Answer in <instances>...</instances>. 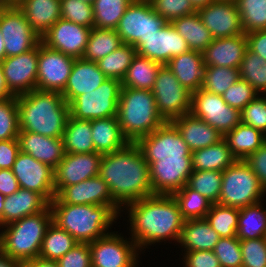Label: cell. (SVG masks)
Listing matches in <instances>:
<instances>
[{
	"instance_id": "obj_1",
	"label": "cell",
	"mask_w": 266,
	"mask_h": 267,
	"mask_svg": "<svg viewBox=\"0 0 266 267\" xmlns=\"http://www.w3.org/2000/svg\"><path fill=\"white\" fill-rule=\"evenodd\" d=\"M123 212L128 218V237L142 254L163 242L177 245L185 220L172 195L154 194L129 203L122 209L120 219L125 217Z\"/></svg>"
},
{
	"instance_id": "obj_2",
	"label": "cell",
	"mask_w": 266,
	"mask_h": 267,
	"mask_svg": "<svg viewBox=\"0 0 266 267\" xmlns=\"http://www.w3.org/2000/svg\"><path fill=\"white\" fill-rule=\"evenodd\" d=\"M98 175L106 181L112 198L122 209L154 195L149 164L136 143L129 142L116 152L103 154Z\"/></svg>"
},
{
	"instance_id": "obj_3",
	"label": "cell",
	"mask_w": 266,
	"mask_h": 267,
	"mask_svg": "<svg viewBox=\"0 0 266 267\" xmlns=\"http://www.w3.org/2000/svg\"><path fill=\"white\" fill-rule=\"evenodd\" d=\"M20 131L62 138L70 115L60 92L35 89L17 96Z\"/></svg>"
},
{
	"instance_id": "obj_4",
	"label": "cell",
	"mask_w": 266,
	"mask_h": 267,
	"mask_svg": "<svg viewBox=\"0 0 266 267\" xmlns=\"http://www.w3.org/2000/svg\"><path fill=\"white\" fill-rule=\"evenodd\" d=\"M52 222L71 234L79 243H91L113 232L120 216L103 205L49 203Z\"/></svg>"
},
{
	"instance_id": "obj_5",
	"label": "cell",
	"mask_w": 266,
	"mask_h": 267,
	"mask_svg": "<svg viewBox=\"0 0 266 267\" xmlns=\"http://www.w3.org/2000/svg\"><path fill=\"white\" fill-rule=\"evenodd\" d=\"M117 119L130 143H136L166 123L158 112L152 90L135 88H121Z\"/></svg>"
},
{
	"instance_id": "obj_6",
	"label": "cell",
	"mask_w": 266,
	"mask_h": 267,
	"mask_svg": "<svg viewBox=\"0 0 266 267\" xmlns=\"http://www.w3.org/2000/svg\"><path fill=\"white\" fill-rule=\"evenodd\" d=\"M52 222L48 206L44 211L25 216L0 228L1 251L19 263L39 257L46 230Z\"/></svg>"
},
{
	"instance_id": "obj_7",
	"label": "cell",
	"mask_w": 266,
	"mask_h": 267,
	"mask_svg": "<svg viewBox=\"0 0 266 267\" xmlns=\"http://www.w3.org/2000/svg\"><path fill=\"white\" fill-rule=\"evenodd\" d=\"M266 190L244 160H237L222 172V185L217 204L244 208L265 200Z\"/></svg>"
},
{
	"instance_id": "obj_8",
	"label": "cell",
	"mask_w": 266,
	"mask_h": 267,
	"mask_svg": "<svg viewBox=\"0 0 266 267\" xmlns=\"http://www.w3.org/2000/svg\"><path fill=\"white\" fill-rule=\"evenodd\" d=\"M167 22L157 14L149 0H133L126 8L116 28L122 43L137 48L144 38L158 31Z\"/></svg>"
},
{
	"instance_id": "obj_9",
	"label": "cell",
	"mask_w": 266,
	"mask_h": 267,
	"mask_svg": "<svg viewBox=\"0 0 266 267\" xmlns=\"http://www.w3.org/2000/svg\"><path fill=\"white\" fill-rule=\"evenodd\" d=\"M121 81L107 78L96 90L79 95L69 103L71 117L79 120H94L117 117Z\"/></svg>"
},
{
	"instance_id": "obj_10",
	"label": "cell",
	"mask_w": 266,
	"mask_h": 267,
	"mask_svg": "<svg viewBox=\"0 0 266 267\" xmlns=\"http://www.w3.org/2000/svg\"><path fill=\"white\" fill-rule=\"evenodd\" d=\"M118 232L89 243L92 267H138L142 264L139 258L142 253L136 243L125 233Z\"/></svg>"
},
{
	"instance_id": "obj_11",
	"label": "cell",
	"mask_w": 266,
	"mask_h": 267,
	"mask_svg": "<svg viewBox=\"0 0 266 267\" xmlns=\"http://www.w3.org/2000/svg\"><path fill=\"white\" fill-rule=\"evenodd\" d=\"M159 114L165 122L190 113L191 92L183 87L172 71L162 65L152 89Z\"/></svg>"
},
{
	"instance_id": "obj_12",
	"label": "cell",
	"mask_w": 266,
	"mask_h": 267,
	"mask_svg": "<svg viewBox=\"0 0 266 267\" xmlns=\"http://www.w3.org/2000/svg\"><path fill=\"white\" fill-rule=\"evenodd\" d=\"M190 113L202 119L223 136L240 122V111L229 106L222 95L199 89L191 93Z\"/></svg>"
},
{
	"instance_id": "obj_13",
	"label": "cell",
	"mask_w": 266,
	"mask_h": 267,
	"mask_svg": "<svg viewBox=\"0 0 266 267\" xmlns=\"http://www.w3.org/2000/svg\"><path fill=\"white\" fill-rule=\"evenodd\" d=\"M136 144L147 163H154L159 159H182L192 154L171 122H166L154 132L140 138Z\"/></svg>"
},
{
	"instance_id": "obj_14",
	"label": "cell",
	"mask_w": 266,
	"mask_h": 267,
	"mask_svg": "<svg viewBox=\"0 0 266 267\" xmlns=\"http://www.w3.org/2000/svg\"><path fill=\"white\" fill-rule=\"evenodd\" d=\"M0 30L4 39L6 57L26 53L41 42V38L32 30L17 5L0 10Z\"/></svg>"
},
{
	"instance_id": "obj_15",
	"label": "cell",
	"mask_w": 266,
	"mask_h": 267,
	"mask_svg": "<svg viewBox=\"0 0 266 267\" xmlns=\"http://www.w3.org/2000/svg\"><path fill=\"white\" fill-rule=\"evenodd\" d=\"M12 172L20 188L41 194L49 203L56 196L54 187V169L42 163L30 154L19 152Z\"/></svg>"
},
{
	"instance_id": "obj_16",
	"label": "cell",
	"mask_w": 266,
	"mask_h": 267,
	"mask_svg": "<svg viewBox=\"0 0 266 267\" xmlns=\"http://www.w3.org/2000/svg\"><path fill=\"white\" fill-rule=\"evenodd\" d=\"M75 59L39 43L36 89L62 92Z\"/></svg>"
},
{
	"instance_id": "obj_17",
	"label": "cell",
	"mask_w": 266,
	"mask_h": 267,
	"mask_svg": "<svg viewBox=\"0 0 266 267\" xmlns=\"http://www.w3.org/2000/svg\"><path fill=\"white\" fill-rule=\"evenodd\" d=\"M149 164L153 194L173 195L183 188L193 172L192 155L182 159H159Z\"/></svg>"
},
{
	"instance_id": "obj_18",
	"label": "cell",
	"mask_w": 266,
	"mask_h": 267,
	"mask_svg": "<svg viewBox=\"0 0 266 267\" xmlns=\"http://www.w3.org/2000/svg\"><path fill=\"white\" fill-rule=\"evenodd\" d=\"M50 203L110 206L119 216L122 214V208L112 198L106 181L99 175L64 187Z\"/></svg>"
},
{
	"instance_id": "obj_19",
	"label": "cell",
	"mask_w": 266,
	"mask_h": 267,
	"mask_svg": "<svg viewBox=\"0 0 266 267\" xmlns=\"http://www.w3.org/2000/svg\"><path fill=\"white\" fill-rule=\"evenodd\" d=\"M38 53L39 44L26 53L6 57L1 62L6 85L14 96L36 89Z\"/></svg>"
},
{
	"instance_id": "obj_20",
	"label": "cell",
	"mask_w": 266,
	"mask_h": 267,
	"mask_svg": "<svg viewBox=\"0 0 266 267\" xmlns=\"http://www.w3.org/2000/svg\"><path fill=\"white\" fill-rule=\"evenodd\" d=\"M91 29L60 18L41 37V43L74 59L82 58Z\"/></svg>"
},
{
	"instance_id": "obj_21",
	"label": "cell",
	"mask_w": 266,
	"mask_h": 267,
	"mask_svg": "<svg viewBox=\"0 0 266 267\" xmlns=\"http://www.w3.org/2000/svg\"><path fill=\"white\" fill-rule=\"evenodd\" d=\"M102 154L97 152L70 154L54 169V187L57 195L64 187L98 176Z\"/></svg>"
},
{
	"instance_id": "obj_22",
	"label": "cell",
	"mask_w": 266,
	"mask_h": 267,
	"mask_svg": "<svg viewBox=\"0 0 266 267\" xmlns=\"http://www.w3.org/2000/svg\"><path fill=\"white\" fill-rule=\"evenodd\" d=\"M137 54L166 65L172 57L187 53L190 48L187 41L167 22L160 31L144 38L136 48Z\"/></svg>"
},
{
	"instance_id": "obj_23",
	"label": "cell",
	"mask_w": 266,
	"mask_h": 267,
	"mask_svg": "<svg viewBox=\"0 0 266 267\" xmlns=\"http://www.w3.org/2000/svg\"><path fill=\"white\" fill-rule=\"evenodd\" d=\"M197 13L214 39L245 34L236 2L216 0Z\"/></svg>"
},
{
	"instance_id": "obj_24",
	"label": "cell",
	"mask_w": 266,
	"mask_h": 267,
	"mask_svg": "<svg viewBox=\"0 0 266 267\" xmlns=\"http://www.w3.org/2000/svg\"><path fill=\"white\" fill-rule=\"evenodd\" d=\"M248 48L246 34L215 38L202 52L206 66L238 68Z\"/></svg>"
},
{
	"instance_id": "obj_25",
	"label": "cell",
	"mask_w": 266,
	"mask_h": 267,
	"mask_svg": "<svg viewBox=\"0 0 266 267\" xmlns=\"http://www.w3.org/2000/svg\"><path fill=\"white\" fill-rule=\"evenodd\" d=\"M107 79L97 62L75 59L65 89L61 92L69 104L79 95L96 90Z\"/></svg>"
},
{
	"instance_id": "obj_26",
	"label": "cell",
	"mask_w": 266,
	"mask_h": 267,
	"mask_svg": "<svg viewBox=\"0 0 266 267\" xmlns=\"http://www.w3.org/2000/svg\"><path fill=\"white\" fill-rule=\"evenodd\" d=\"M19 148L36 160L55 169L64 158L65 150L62 138L43 136L38 133L19 131Z\"/></svg>"
},
{
	"instance_id": "obj_27",
	"label": "cell",
	"mask_w": 266,
	"mask_h": 267,
	"mask_svg": "<svg viewBox=\"0 0 266 267\" xmlns=\"http://www.w3.org/2000/svg\"><path fill=\"white\" fill-rule=\"evenodd\" d=\"M49 202L39 193L19 188L10 196H6L1 213V227L18 221L25 216L44 211Z\"/></svg>"
},
{
	"instance_id": "obj_28",
	"label": "cell",
	"mask_w": 266,
	"mask_h": 267,
	"mask_svg": "<svg viewBox=\"0 0 266 267\" xmlns=\"http://www.w3.org/2000/svg\"><path fill=\"white\" fill-rule=\"evenodd\" d=\"M166 66L191 93L201 89L208 67L204 64L203 53L193 50L172 57Z\"/></svg>"
},
{
	"instance_id": "obj_29",
	"label": "cell",
	"mask_w": 266,
	"mask_h": 267,
	"mask_svg": "<svg viewBox=\"0 0 266 267\" xmlns=\"http://www.w3.org/2000/svg\"><path fill=\"white\" fill-rule=\"evenodd\" d=\"M171 123L179 131L192 152L214 145L223 139V135L215 128L191 113L184 114Z\"/></svg>"
},
{
	"instance_id": "obj_30",
	"label": "cell",
	"mask_w": 266,
	"mask_h": 267,
	"mask_svg": "<svg viewBox=\"0 0 266 267\" xmlns=\"http://www.w3.org/2000/svg\"><path fill=\"white\" fill-rule=\"evenodd\" d=\"M220 238L205 218L186 220L176 248L181 247V255L196 250L213 251Z\"/></svg>"
},
{
	"instance_id": "obj_31",
	"label": "cell",
	"mask_w": 266,
	"mask_h": 267,
	"mask_svg": "<svg viewBox=\"0 0 266 267\" xmlns=\"http://www.w3.org/2000/svg\"><path fill=\"white\" fill-rule=\"evenodd\" d=\"M16 5L40 38L61 18L60 0H20Z\"/></svg>"
},
{
	"instance_id": "obj_32",
	"label": "cell",
	"mask_w": 266,
	"mask_h": 267,
	"mask_svg": "<svg viewBox=\"0 0 266 267\" xmlns=\"http://www.w3.org/2000/svg\"><path fill=\"white\" fill-rule=\"evenodd\" d=\"M95 152L107 154L124 148L129 141L122 133L117 117L91 120Z\"/></svg>"
},
{
	"instance_id": "obj_33",
	"label": "cell",
	"mask_w": 266,
	"mask_h": 267,
	"mask_svg": "<svg viewBox=\"0 0 266 267\" xmlns=\"http://www.w3.org/2000/svg\"><path fill=\"white\" fill-rule=\"evenodd\" d=\"M237 160H245L266 142V135L252 126L239 123L223 136Z\"/></svg>"
},
{
	"instance_id": "obj_34",
	"label": "cell",
	"mask_w": 266,
	"mask_h": 267,
	"mask_svg": "<svg viewBox=\"0 0 266 267\" xmlns=\"http://www.w3.org/2000/svg\"><path fill=\"white\" fill-rule=\"evenodd\" d=\"M192 169L205 171H224L237 159L224 139L218 143L192 152Z\"/></svg>"
},
{
	"instance_id": "obj_35",
	"label": "cell",
	"mask_w": 266,
	"mask_h": 267,
	"mask_svg": "<svg viewBox=\"0 0 266 267\" xmlns=\"http://www.w3.org/2000/svg\"><path fill=\"white\" fill-rule=\"evenodd\" d=\"M65 153L95 152L92 140L91 120H79L69 115L62 136Z\"/></svg>"
},
{
	"instance_id": "obj_36",
	"label": "cell",
	"mask_w": 266,
	"mask_h": 267,
	"mask_svg": "<svg viewBox=\"0 0 266 267\" xmlns=\"http://www.w3.org/2000/svg\"><path fill=\"white\" fill-rule=\"evenodd\" d=\"M171 24L187 41L190 50L203 52L214 39L197 12L174 19Z\"/></svg>"
},
{
	"instance_id": "obj_37",
	"label": "cell",
	"mask_w": 266,
	"mask_h": 267,
	"mask_svg": "<svg viewBox=\"0 0 266 267\" xmlns=\"http://www.w3.org/2000/svg\"><path fill=\"white\" fill-rule=\"evenodd\" d=\"M161 66L160 63L137 54L121 80L122 88L152 90Z\"/></svg>"
},
{
	"instance_id": "obj_38",
	"label": "cell",
	"mask_w": 266,
	"mask_h": 267,
	"mask_svg": "<svg viewBox=\"0 0 266 267\" xmlns=\"http://www.w3.org/2000/svg\"><path fill=\"white\" fill-rule=\"evenodd\" d=\"M265 206L266 199L256 204L239 209L238 226L236 232L237 238L240 240H249L266 236Z\"/></svg>"
},
{
	"instance_id": "obj_39",
	"label": "cell",
	"mask_w": 266,
	"mask_h": 267,
	"mask_svg": "<svg viewBox=\"0 0 266 267\" xmlns=\"http://www.w3.org/2000/svg\"><path fill=\"white\" fill-rule=\"evenodd\" d=\"M122 44L116 29H98L93 27L90 31L88 43L82 58L84 60L98 62Z\"/></svg>"
},
{
	"instance_id": "obj_40",
	"label": "cell",
	"mask_w": 266,
	"mask_h": 267,
	"mask_svg": "<svg viewBox=\"0 0 266 267\" xmlns=\"http://www.w3.org/2000/svg\"><path fill=\"white\" fill-rule=\"evenodd\" d=\"M79 243L71 234L51 222L43 238L39 257L57 261Z\"/></svg>"
},
{
	"instance_id": "obj_41",
	"label": "cell",
	"mask_w": 266,
	"mask_h": 267,
	"mask_svg": "<svg viewBox=\"0 0 266 267\" xmlns=\"http://www.w3.org/2000/svg\"><path fill=\"white\" fill-rule=\"evenodd\" d=\"M136 55L137 51L134 46L123 43L106 57L100 59L97 64L107 78L121 81Z\"/></svg>"
},
{
	"instance_id": "obj_42",
	"label": "cell",
	"mask_w": 266,
	"mask_h": 267,
	"mask_svg": "<svg viewBox=\"0 0 266 267\" xmlns=\"http://www.w3.org/2000/svg\"><path fill=\"white\" fill-rule=\"evenodd\" d=\"M172 196L177 201L185 221L205 218L213 204L202 194L189 188L187 185Z\"/></svg>"
},
{
	"instance_id": "obj_43",
	"label": "cell",
	"mask_w": 266,
	"mask_h": 267,
	"mask_svg": "<svg viewBox=\"0 0 266 267\" xmlns=\"http://www.w3.org/2000/svg\"><path fill=\"white\" fill-rule=\"evenodd\" d=\"M133 0H95L92 4L94 27L116 29L127 6Z\"/></svg>"
},
{
	"instance_id": "obj_44",
	"label": "cell",
	"mask_w": 266,
	"mask_h": 267,
	"mask_svg": "<svg viewBox=\"0 0 266 267\" xmlns=\"http://www.w3.org/2000/svg\"><path fill=\"white\" fill-rule=\"evenodd\" d=\"M240 78L247 81L259 95H266V60L247 48L239 67Z\"/></svg>"
},
{
	"instance_id": "obj_45",
	"label": "cell",
	"mask_w": 266,
	"mask_h": 267,
	"mask_svg": "<svg viewBox=\"0 0 266 267\" xmlns=\"http://www.w3.org/2000/svg\"><path fill=\"white\" fill-rule=\"evenodd\" d=\"M239 209L220 204H212L205 219L220 237H235L238 226Z\"/></svg>"
},
{
	"instance_id": "obj_46",
	"label": "cell",
	"mask_w": 266,
	"mask_h": 267,
	"mask_svg": "<svg viewBox=\"0 0 266 267\" xmlns=\"http://www.w3.org/2000/svg\"><path fill=\"white\" fill-rule=\"evenodd\" d=\"M186 185L216 204L221 192L222 171L193 170Z\"/></svg>"
},
{
	"instance_id": "obj_47",
	"label": "cell",
	"mask_w": 266,
	"mask_h": 267,
	"mask_svg": "<svg viewBox=\"0 0 266 267\" xmlns=\"http://www.w3.org/2000/svg\"><path fill=\"white\" fill-rule=\"evenodd\" d=\"M245 34L266 29V0H236Z\"/></svg>"
},
{
	"instance_id": "obj_48",
	"label": "cell",
	"mask_w": 266,
	"mask_h": 267,
	"mask_svg": "<svg viewBox=\"0 0 266 267\" xmlns=\"http://www.w3.org/2000/svg\"><path fill=\"white\" fill-rule=\"evenodd\" d=\"M239 79L238 68L208 66L201 89L217 95H223Z\"/></svg>"
},
{
	"instance_id": "obj_49",
	"label": "cell",
	"mask_w": 266,
	"mask_h": 267,
	"mask_svg": "<svg viewBox=\"0 0 266 267\" xmlns=\"http://www.w3.org/2000/svg\"><path fill=\"white\" fill-rule=\"evenodd\" d=\"M17 96L0 101V140L17 139L19 135Z\"/></svg>"
},
{
	"instance_id": "obj_50",
	"label": "cell",
	"mask_w": 266,
	"mask_h": 267,
	"mask_svg": "<svg viewBox=\"0 0 266 267\" xmlns=\"http://www.w3.org/2000/svg\"><path fill=\"white\" fill-rule=\"evenodd\" d=\"M61 18L88 28L94 27L93 6L81 0H60Z\"/></svg>"
},
{
	"instance_id": "obj_51",
	"label": "cell",
	"mask_w": 266,
	"mask_h": 267,
	"mask_svg": "<svg viewBox=\"0 0 266 267\" xmlns=\"http://www.w3.org/2000/svg\"><path fill=\"white\" fill-rule=\"evenodd\" d=\"M213 251L221 267H242L240 239L237 236L221 237Z\"/></svg>"
},
{
	"instance_id": "obj_52",
	"label": "cell",
	"mask_w": 266,
	"mask_h": 267,
	"mask_svg": "<svg viewBox=\"0 0 266 267\" xmlns=\"http://www.w3.org/2000/svg\"><path fill=\"white\" fill-rule=\"evenodd\" d=\"M150 3L153 10L169 23L197 12L190 0H150Z\"/></svg>"
},
{
	"instance_id": "obj_53",
	"label": "cell",
	"mask_w": 266,
	"mask_h": 267,
	"mask_svg": "<svg viewBox=\"0 0 266 267\" xmlns=\"http://www.w3.org/2000/svg\"><path fill=\"white\" fill-rule=\"evenodd\" d=\"M258 95V92L247 81L240 78L227 89L222 97L229 106L241 111Z\"/></svg>"
},
{
	"instance_id": "obj_54",
	"label": "cell",
	"mask_w": 266,
	"mask_h": 267,
	"mask_svg": "<svg viewBox=\"0 0 266 267\" xmlns=\"http://www.w3.org/2000/svg\"><path fill=\"white\" fill-rule=\"evenodd\" d=\"M242 267H266V238L240 240Z\"/></svg>"
},
{
	"instance_id": "obj_55",
	"label": "cell",
	"mask_w": 266,
	"mask_h": 267,
	"mask_svg": "<svg viewBox=\"0 0 266 267\" xmlns=\"http://www.w3.org/2000/svg\"><path fill=\"white\" fill-rule=\"evenodd\" d=\"M241 123L254 127L266 135V95H258L240 111Z\"/></svg>"
},
{
	"instance_id": "obj_56",
	"label": "cell",
	"mask_w": 266,
	"mask_h": 267,
	"mask_svg": "<svg viewBox=\"0 0 266 267\" xmlns=\"http://www.w3.org/2000/svg\"><path fill=\"white\" fill-rule=\"evenodd\" d=\"M57 264L58 267H92L89 243H77Z\"/></svg>"
},
{
	"instance_id": "obj_57",
	"label": "cell",
	"mask_w": 266,
	"mask_h": 267,
	"mask_svg": "<svg viewBox=\"0 0 266 267\" xmlns=\"http://www.w3.org/2000/svg\"><path fill=\"white\" fill-rule=\"evenodd\" d=\"M181 256L182 267H221L214 251L196 250L184 252Z\"/></svg>"
},
{
	"instance_id": "obj_58",
	"label": "cell",
	"mask_w": 266,
	"mask_h": 267,
	"mask_svg": "<svg viewBox=\"0 0 266 267\" xmlns=\"http://www.w3.org/2000/svg\"><path fill=\"white\" fill-rule=\"evenodd\" d=\"M266 190V142L244 160Z\"/></svg>"
},
{
	"instance_id": "obj_59",
	"label": "cell",
	"mask_w": 266,
	"mask_h": 267,
	"mask_svg": "<svg viewBox=\"0 0 266 267\" xmlns=\"http://www.w3.org/2000/svg\"><path fill=\"white\" fill-rule=\"evenodd\" d=\"M19 152L18 139L0 140V169H12Z\"/></svg>"
},
{
	"instance_id": "obj_60",
	"label": "cell",
	"mask_w": 266,
	"mask_h": 267,
	"mask_svg": "<svg viewBox=\"0 0 266 267\" xmlns=\"http://www.w3.org/2000/svg\"><path fill=\"white\" fill-rule=\"evenodd\" d=\"M246 36L248 48L266 60V29L250 32Z\"/></svg>"
},
{
	"instance_id": "obj_61",
	"label": "cell",
	"mask_w": 266,
	"mask_h": 267,
	"mask_svg": "<svg viewBox=\"0 0 266 267\" xmlns=\"http://www.w3.org/2000/svg\"><path fill=\"white\" fill-rule=\"evenodd\" d=\"M20 188L12 169H0V193L10 196Z\"/></svg>"
},
{
	"instance_id": "obj_62",
	"label": "cell",
	"mask_w": 266,
	"mask_h": 267,
	"mask_svg": "<svg viewBox=\"0 0 266 267\" xmlns=\"http://www.w3.org/2000/svg\"><path fill=\"white\" fill-rule=\"evenodd\" d=\"M30 267H58L57 261L36 257L26 262Z\"/></svg>"
},
{
	"instance_id": "obj_63",
	"label": "cell",
	"mask_w": 266,
	"mask_h": 267,
	"mask_svg": "<svg viewBox=\"0 0 266 267\" xmlns=\"http://www.w3.org/2000/svg\"><path fill=\"white\" fill-rule=\"evenodd\" d=\"M13 96L14 95L9 91L6 85L2 65L0 62V101Z\"/></svg>"
},
{
	"instance_id": "obj_64",
	"label": "cell",
	"mask_w": 266,
	"mask_h": 267,
	"mask_svg": "<svg viewBox=\"0 0 266 267\" xmlns=\"http://www.w3.org/2000/svg\"><path fill=\"white\" fill-rule=\"evenodd\" d=\"M19 262L0 251V267H17Z\"/></svg>"
},
{
	"instance_id": "obj_65",
	"label": "cell",
	"mask_w": 266,
	"mask_h": 267,
	"mask_svg": "<svg viewBox=\"0 0 266 267\" xmlns=\"http://www.w3.org/2000/svg\"><path fill=\"white\" fill-rule=\"evenodd\" d=\"M193 7L196 10H199L200 8L206 7L207 5L211 4L212 2L216 0H190Z\"/></svg>"
},
{
	"instance_id": "obj_66",
	"label": "cell",
	"mask_w": 266,
	"mask_h": 267,
	"mask_svg": "<svg viewBox=\"0 0 266 267\" xmlns=\"http://www.w3.org/2000/svg\"><path fill=\"white\" fill-rule=\"evenodd\" d=\"M5 58H6V52H5L4 39L0 30V62H2Z\"/></svg>"
},
{
	"instance_id": "obj_67",
	"label": "cell",
	"mask_w": 266,
	"mask_h": 267,
	"mask_svg": "<svg viewBox=\"0 0 266 267\" xmlns=\"http://www.w3.org/2000/svg\"><path fill=\"white\" fill-rule=\"evenodd\" d=\"M4 200H5V196L0 193V228H1V213L4 207Z\"/></svg>"
},
{
	"instance_id": "obj_68",
	"label": "cell",
	"mask_w": 266,
	"mask_h": 267,
	"mask_svg": "<svg viewBox=\"0 0 266 267\" xmlns=\"http://www.w3.org/2000/svg\"><path fill=\"white\" fill-rule=\"evenodd\" d=\"M11 4L7 0H0V10L9 8Z\"/></svg>"
},
{
	"instance_id": "obj_69",
	"label": "cell",
	"mask_w": 266,
	"mask_h": 267,
	"mask_svg": "<svg viewBox=\"0 0 266 267\" xmlns=\"http://www.w3.org/2000/svg\"><path fill=\"white\" fill-rule=\"evenodd\" d=\"M11 5H16L20 0H7Z\"/></svg>"
},
{
	"instance_id": "obj_70",
	"label": "cell",
	"mask_w": 266,
	"mask_h": 267,
	"mask_svg": "<svg viewBox=\"0 0 266 267\" xmlns=\"http://www.w3.org/2000/svg\"><path fill=\"white\" fill-rule=\"evenodd\" d=\"M17 267H30L27 263H18Z\"/></svg>"
},
{
	"instance_id": "obj_71",
	"label": "cell",
	"mask_w": 266,
	"mask_h": 267,
	"mask_svg": "<svg viewBox=\"0 0 266 267\" xmlns=\"http://www.w3.org/2000/svg\"><path fill=\"white\" fill-rule=\"evenodd\" d=\"M81 1H83V2H86V3H89V4H93V2L95 1V0H81Z\"/></svg>"
},
{
	"instance_id": "obj_72",
	"label": "cell",
	"mask_w": 266,
	"mask_h": 267,
	"mask_svg": "<svg viewBox=\"0 0 266 267\" xmlns=\"http://www.w3.org/2000/svg\"><path fill=\"white\" fill-rule=\"evenodd\" d=\"M219 1H231V2H236V0H219Z\"/></svg>"
}]
</instances>
